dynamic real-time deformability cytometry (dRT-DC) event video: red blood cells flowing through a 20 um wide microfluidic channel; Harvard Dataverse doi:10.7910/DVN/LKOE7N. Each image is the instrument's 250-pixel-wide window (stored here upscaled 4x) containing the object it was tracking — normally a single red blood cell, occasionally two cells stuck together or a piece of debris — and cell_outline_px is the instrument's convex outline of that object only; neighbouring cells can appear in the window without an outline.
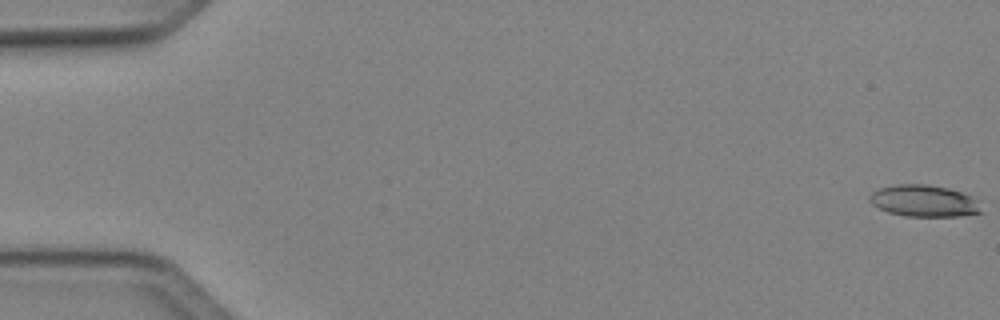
{"species": "Egyptian fruit bat (a non-hibernating species)", "species_latin": "Rousettus aegyptiacus", "temperature_condition": "cold", "stored_images_in_passage": 51, "camera_frame_rate_fps": 3000, "um_per_image_px": 0.085, "animal": {"sex": "female"}, "frame": {"image": 1, "passage_image": 1, "time_ms": 0.0, "image_size_px": [1000, 320], "cell_outline_px": [[984, 212], [956, 216], [904, 216], [888, 212], [872, 204], [868, 200], [872, 192], [880, 188], [896, 184], [924, 184], [948, 188], [960, 192], [968, 196]], "centroid_in_image_um": [78.46, 17.08], "position_along_channel_um": 6.5, "area_um2": 20.17}}
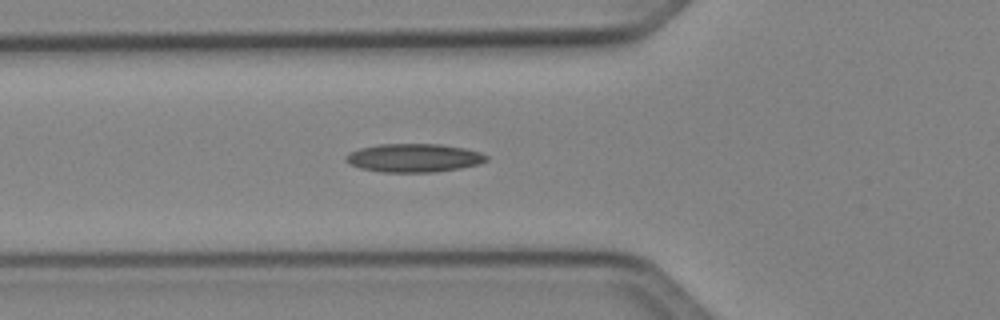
{"frame": {"image": 2, "passage_image": 19, "time_ms": 6.0, "image_size_px": [1000, 320], "cell_outline_px": [[488, 160], [480, 164], [460, 168], [436, 172], [380, 172], [360, 168], [348, 164], [344, 160], [344, 156], [360, 148], [380, 144], [440, 144], [464, 148], [480, 152], [488, 156]], "centroid_in_image_um": [35.18, 13.43], "position_along_channel_um": 90.6, "area_um2": 23.41}}
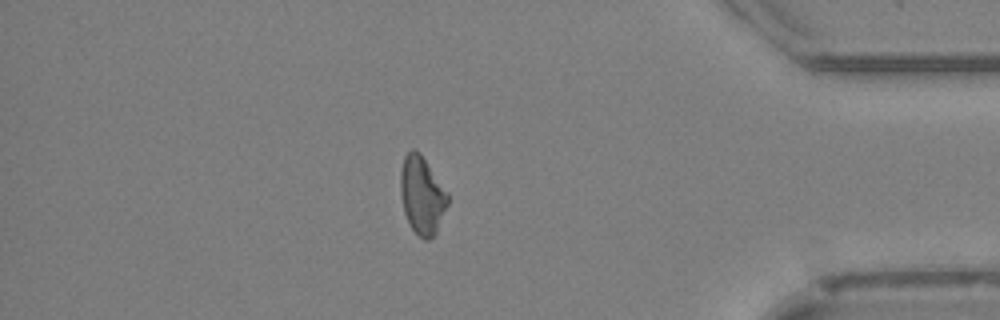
{"frame": {"image": 3, "passage_image": 44, "time_ms": 14.333, "image_size_px": [1000, 320], "cell_outline_px": [[448, 204], [436, 232], [428, 240], [424, 240], [408, 224], [404, 212], [400, 192], [400, 172], [404, 156], [412, 148], [420, 152], [448, 192]], "centroid_in_image_um": [35.86, 16.57], "position_along_channel_um": 399.3, "area_um2": 21.44}}